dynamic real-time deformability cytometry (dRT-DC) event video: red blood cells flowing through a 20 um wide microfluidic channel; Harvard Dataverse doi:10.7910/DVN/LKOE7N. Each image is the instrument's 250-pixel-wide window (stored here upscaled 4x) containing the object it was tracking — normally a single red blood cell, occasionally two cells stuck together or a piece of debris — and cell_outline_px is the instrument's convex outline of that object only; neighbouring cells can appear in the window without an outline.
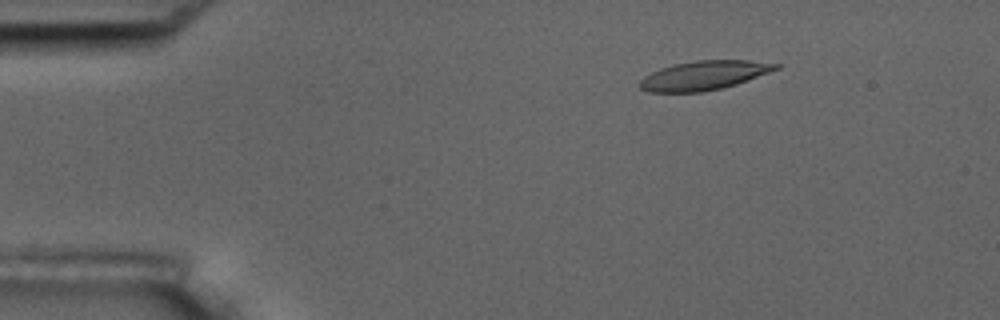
{"species": "common noctule bat (a hibernating species)", "species_latin": "Nyctalus noctula", "temperature_condition": "room temperature", "stored_images_in_passage": 4, "camera_frame_rate_fps": 3000, "um_per_image_px": 0.085, "animal": {"sex": "male", "body_mass_g": 17.5, "forearm_length_mm": 52.3}, "frame": {"image": 1, "passage_image": 2, "time_ms": 1.0, "image_size_px": [1000, 320], "cell_outline_px": [[784, 64], [780, 68], [736, 84], [704, 92], [648, 92], [640, 88], [640, 80], [644, 76], [660, 68], [676, 64], [696, 60], [748, 60]], "centroid_in_image_um": [59.85, 6.4], "position_along_channel_um": 25.1, "area_um2": 23.0}}